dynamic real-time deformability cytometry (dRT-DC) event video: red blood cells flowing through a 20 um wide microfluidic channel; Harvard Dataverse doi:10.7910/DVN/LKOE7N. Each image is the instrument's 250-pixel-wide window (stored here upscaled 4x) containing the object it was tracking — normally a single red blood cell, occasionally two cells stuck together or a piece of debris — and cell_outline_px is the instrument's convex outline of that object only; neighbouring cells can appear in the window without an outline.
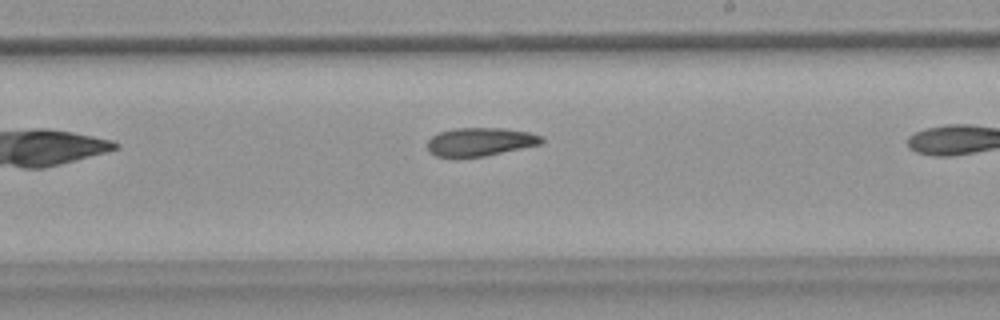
{"species": "common noctule bat (a hibernating species)", "species_latin": "Nyctalus noctula", "temperature_condition": "warm", "stored_images_in_passage": 7, "camera_frame_rate_fps": 3000, "um_per_image_px": 0.085, "animal": {"sex": "female", "body_mass_g": 18.4}, "frame": {"image": 1, "passage_image": 6, "time_ms": 1.667, "image_size_px": [1000, 320], "cell_outline_px": [[544, 140], [540, 144], [484, 156], [436, 156], [428, 152], [428, 140], [432, 136], [440, 132], [456, 128], [500, 128], [528, 132], [544, 136]], "centroid_in_image_um": [40.82, 12.04], "position_along_channel_um": 248.2, "area_um2": 18.55}}